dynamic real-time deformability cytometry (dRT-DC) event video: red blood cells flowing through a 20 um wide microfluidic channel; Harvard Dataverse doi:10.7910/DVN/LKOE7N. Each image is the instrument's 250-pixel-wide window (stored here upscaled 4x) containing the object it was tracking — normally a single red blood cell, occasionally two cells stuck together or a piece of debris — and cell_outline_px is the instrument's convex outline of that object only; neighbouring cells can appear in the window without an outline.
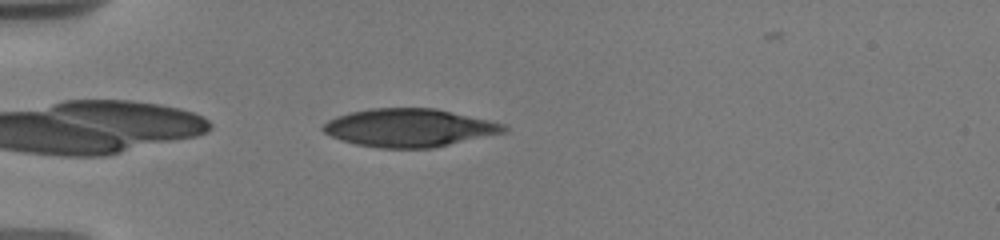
{"species": "human", "species_latin": "Homo sapiens", "temperature_condition": "warm", "stored_images_in_passage": 14, "camera_frame_rate_fps": 3000, "um_per_image_px": 0.085, "donor": {"sex": "male"}, "frame": {"image": 1, "passage_image": 3, "time_ms": 0.333, "image_size_px": [1000, 240], "cell_outline_px": [[508, 132], [432, 148], [380, 148], [356, 144], [340, 140], [324, 132], [320, 128], [328, 120], [336, 116], [348, 112], [372, 108], [432, 108], [488, 120], [504, 124], [508, 128]], "centroid_in_image_um": [34.76, 10.86], "position_along_channel_um": 50.2, "area_um2": 40.06}}
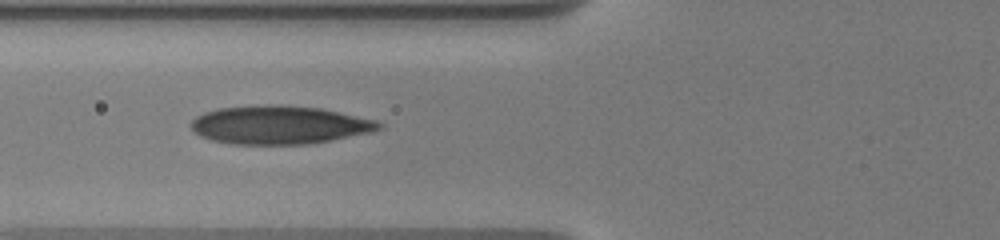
{"frame": {"image": 2, "passage_image": 11, "time_ms": 2.333, "image_size_px": [1000, 240], "cell_outline_px": [[384, 128], [372, 132], [332, 140], [308, 144], [232, 144], [212, 140], [200, 136], [192, 128], [192, 120], [196, 116], [204, 112], [216, 108], [264, 104], [280, 104], [320, 108], [376, 120], [384, 124]], "centroid_in_image_um": [23.77, 10.61], "position_along_channel_um": 102.0, "area_um2": 42.25}}
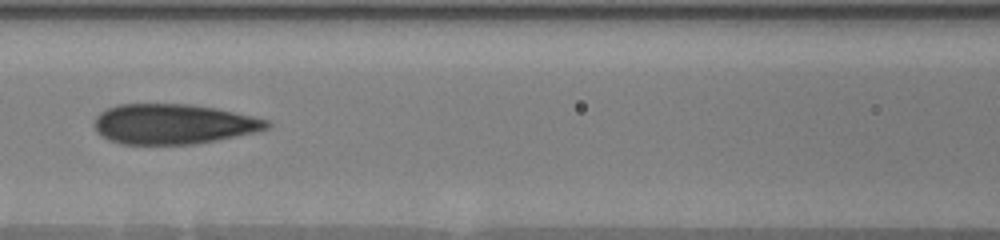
{"frame": {"image": 3, "passage_image": 13, "time_ms": 3.667, "image_size_px": [1000, 240], "cell_outline_px": [[272, 124], [268, 128], [256, 132], [216, 140], [192, 144], [120, 144], [108, 140], [96, 132], [92, 124], [96, 116], [100, 112], [116, 104], [188, 104], [212, 108], [252, 116], [268, 120]], "centroid_in_image_um": [14.67, 10.55], "position_along_channel_um": 151.9, "area_um2": 40.29}}